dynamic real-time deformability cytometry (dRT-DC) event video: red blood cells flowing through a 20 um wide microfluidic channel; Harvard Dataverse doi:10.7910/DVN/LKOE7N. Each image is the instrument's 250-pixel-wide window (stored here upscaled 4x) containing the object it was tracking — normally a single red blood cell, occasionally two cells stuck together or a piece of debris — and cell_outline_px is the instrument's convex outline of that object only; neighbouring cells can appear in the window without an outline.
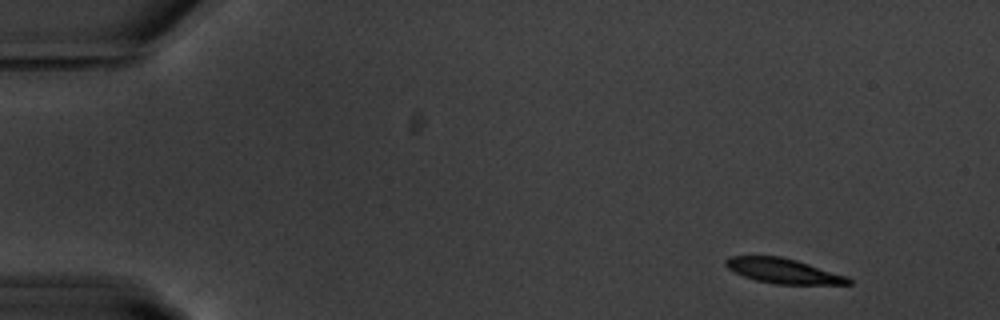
{"species": "common noctule bat (a hibernating species)", "species_latin": "Nyctalus noctula", "temperature_condition": "warm", "stored_images_in_passage": 4, "camera_frame_rate_fps": 3000, "um_per_image_px": 0.085, "animal": {"sex": "male", "body_mass_g": 20.1, "forearm_length_mm": 53.5}, "frame": {"image": 1, "passage_image": 1, "time_ms": 0.0, "image_size_px": [1000, 320], "cell_outline_px": [[852, 284], [776, 284], [756, 280], [744, 276], [728, 268], [724, 264], [724, 260], [728, 256], [780, 256], [796, 260], [848, 276], [852, 280]], "centroid_in_image_um": [66.58, 23.02], "position_along_channel_um": 18.4, "area_um2": 17.74}}
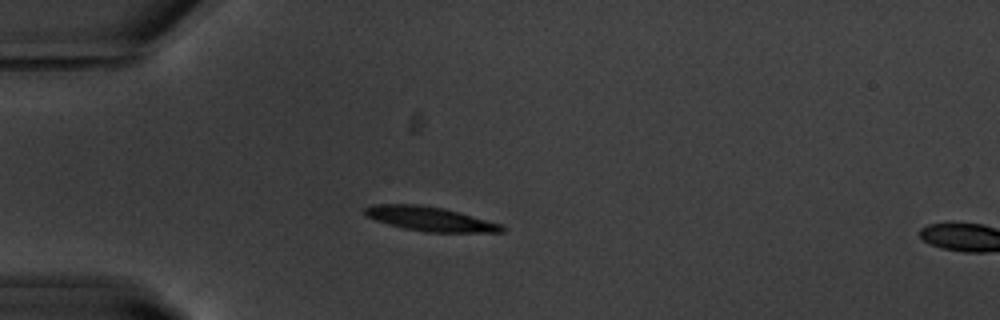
{"frame": {"image": 2, "passage_image": 3, "time_ms": 3.333, "image_size_px": [1000, 320], "cell_outline_px": [[504, 232], [424, 232], [404, 228], [388, 224], [376, 220], [368, 216], [364, 212], [364, 208], [376, 204], [420, 204], [444, 208], [460, 212], [500, 224], [504, 228]], "centroid_in_image_um": [36.54, 18.6], "position_along_channel_um": 48.5, "area_um2": 19.25}}